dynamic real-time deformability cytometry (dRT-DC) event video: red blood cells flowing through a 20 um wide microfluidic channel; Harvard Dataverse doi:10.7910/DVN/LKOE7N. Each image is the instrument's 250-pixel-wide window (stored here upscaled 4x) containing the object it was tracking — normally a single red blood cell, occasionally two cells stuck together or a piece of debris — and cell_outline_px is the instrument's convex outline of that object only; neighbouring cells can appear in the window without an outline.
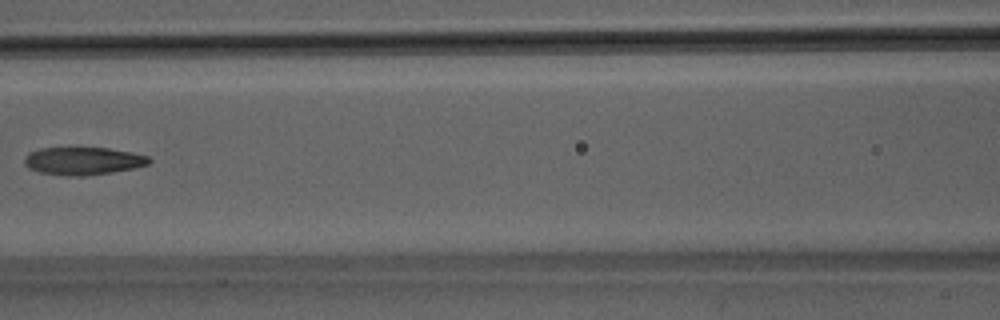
{"species": "Egyptian fruit bat (a non-hibernating species)", "species_latin": "Rousettus aegyptiacus", "temperature_condition": "room temperature", "stored_images_in_passage": 8, "camera_frame_rate_fps": 3000, "um_per_image_px": 0.085, "animal": {"sex": "male"}, "frame": {"image": 1, "passage_image": 7, "time_ms": 2.0, "image_size_px": [1000, 320], "cell_outline_px": [[152, 160], [148, 164], [132, 168], [112, 172], [84, 176], [68, 176], [40, 172], [28, 168], [24, 164], [24, 156], [28, 152], [40, 148], [108, 148], [132, 152], [148, 156]], "centroid_in_image_um": [7.03, 13.68], "position_along_channel_um": 159.6, "area_um2": 20.17}}